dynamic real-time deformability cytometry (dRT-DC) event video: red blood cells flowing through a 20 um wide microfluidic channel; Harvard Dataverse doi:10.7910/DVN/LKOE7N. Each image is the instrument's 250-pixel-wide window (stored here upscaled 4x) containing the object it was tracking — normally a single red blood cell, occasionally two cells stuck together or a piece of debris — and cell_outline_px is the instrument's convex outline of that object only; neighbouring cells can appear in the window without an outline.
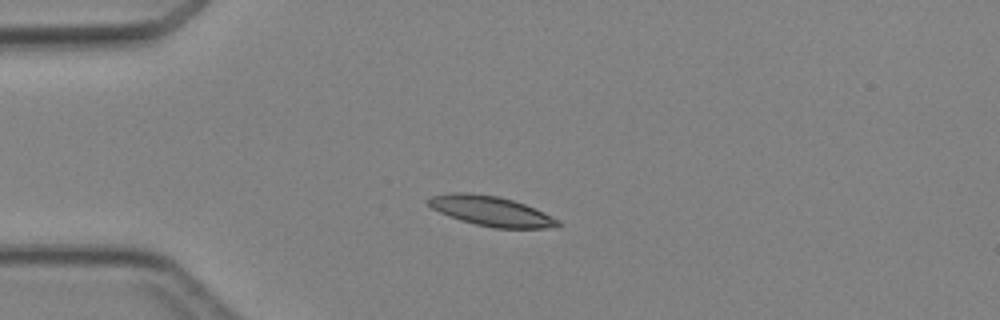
{"species": "Egyptian fruit bat (a non-hibernating species)", "species_latin": "Rousettus aegyptiacus", "temperature_condition": "cold", "stored_images_in_passage": 4, "camera_frame_rate_fps": 3000, "um_per_image_px": 0.085, "animal": {"sex": "female"}, "frame": {"image": 1, "passage_image": 3, "time_ms": 2.333, "image_size_px": [1000, 320], "cell_outline_px": [[560, 224], [548, 228], [492, 228], [460, 220], [440, 212], [432, 208], [424, 200], [432, 196], [452, 192], [468, 192], [500, 196], [524, 204], [544, 212], [560, 220]], "centroid_in_image_um": [41.72, 17.93], "position_along_channel_um": 43.3, "area_um2": 22.54}}
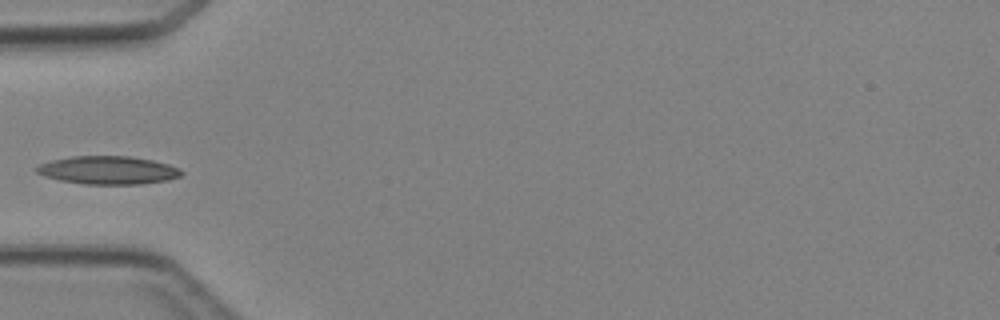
{"frame": {"image": 2, "passage_image": 4, "time_ms": 3.667, "image_size_px": [1000, 320], "cell_outline_px": [[184, 172], [180, 176], [168, 180], [140, 184], [84, 184], [60, 180], [44, 176], [36, 172], [36, 168], [40, 164], [52, 160], [72, 156], [128, 156], [152, 160], [168, 164], [180, 168]], "centroid_in_image_um": [9.2, 14.46], "position_along_channel_um": 75.8, "area_um2": 23.7}}